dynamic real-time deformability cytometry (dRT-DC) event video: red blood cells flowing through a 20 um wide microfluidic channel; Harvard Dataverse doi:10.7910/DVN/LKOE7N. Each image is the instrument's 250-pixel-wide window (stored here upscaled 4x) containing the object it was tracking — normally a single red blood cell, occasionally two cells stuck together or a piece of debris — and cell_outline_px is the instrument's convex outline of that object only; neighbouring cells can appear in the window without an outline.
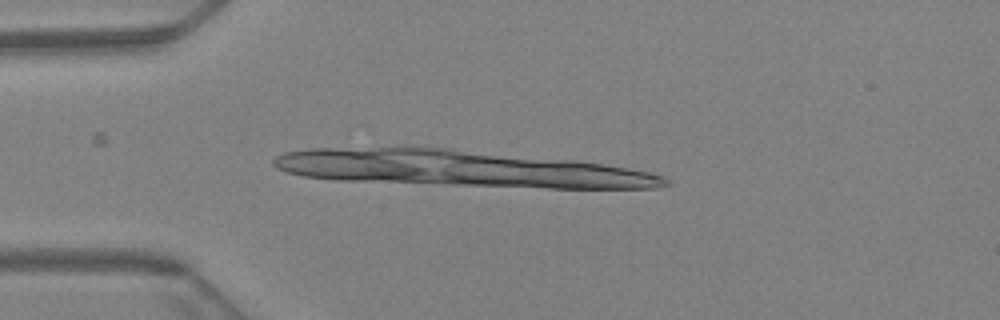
{"species": "Egyptian fruit bat (a non-hibernating species)", "species_latin": "Rousettus aegyptiacus", "temperature_condition": "warm", "stored_images_in_passage": 4, "camera_frame_rate_fps": 3000, "um_per_image_px": 0.085, "animal": {"sex": "female"}, "frame": {"image": 1, "passage_image": 1, "time_ms": 0.0, "image_size_px": [1000, 320], "cell_outline_px": [[652, 176], [632, 188], [564, 188], [444, 180], [452, 156], [476, 156], [592, 164], [616, 168], [636, 172]], "centroid_in_image_um": [45.91, 14.73], "position_along_channel_um": 39.1, "area_um2": 33.87}}